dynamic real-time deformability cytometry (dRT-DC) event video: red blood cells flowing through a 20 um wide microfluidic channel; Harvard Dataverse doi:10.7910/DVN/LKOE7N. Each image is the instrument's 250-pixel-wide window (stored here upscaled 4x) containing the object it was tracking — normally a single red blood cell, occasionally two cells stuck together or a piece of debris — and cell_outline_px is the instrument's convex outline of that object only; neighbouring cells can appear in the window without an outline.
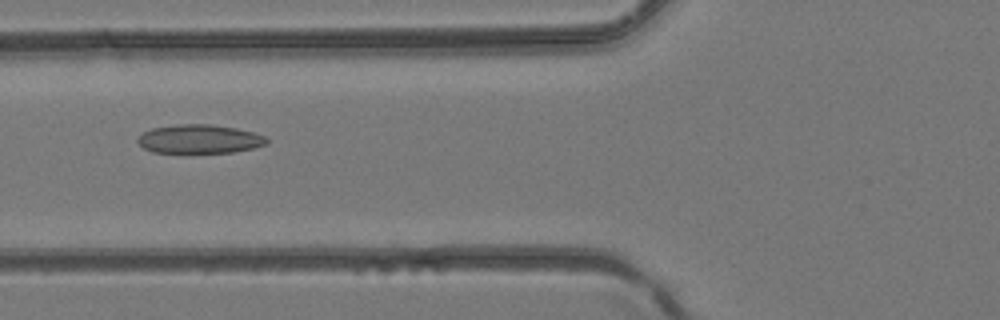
{"species": "common noctule bat (a hibernating species)", "species_latin": "Nyctalus noctula", "temperature_condition": "room temperature", "stored_images_in_passage": 29, "camera_frame_rate_fps": 3000, "um_per_image_px": 0.085, "animal": {"sex": "female", "body_mass_g": 24.6, "forearm_length_mm": 56.2}, "frame": {"image": 1, "passage_image": 17, "time_ms": 5.333, "image_size_px": [1000, 320], "cell_outline_px": [[268, 144], [252, 148], [232, 152], [152, 152], [144, 148], [136, 140], [144, 132], [152, 128], [176, 124], [208, 124], [236, 128], [252, 132], [264, 136], [268, 140]], "centroid_in_image_um": [16.95, 11.81], "position_along_channel_um": 108.9, "area_um2": 21.39}}
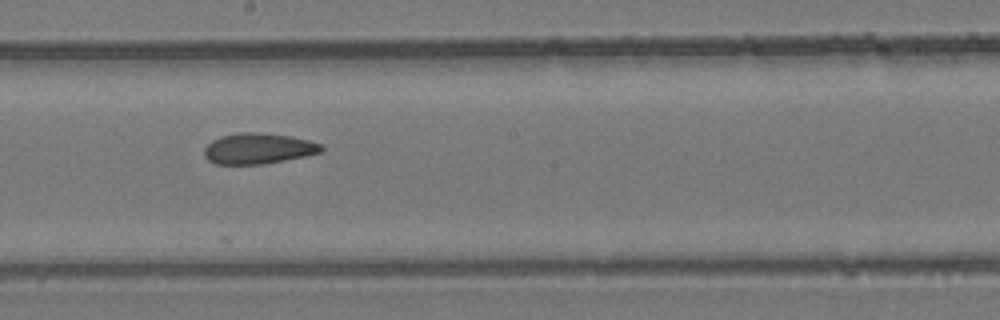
{"frame": {"image": 2, "passage_image": 24, "time_ms": 7.667, "image_size_px": [1000, 320], "cell_outline_px": [[324, 148], [320, 152], [304, 156], [264, 164], [216, 164], [208, 160], [204, 156], [204, 148], [212, 140], [224, 136], [240, 132], [256, 132], [292, 136], [324, 144]], "centroid_in_image_um": [21.96, 12.62], "position_along_channel_um": 226.2, "area_um2": 20.92}}
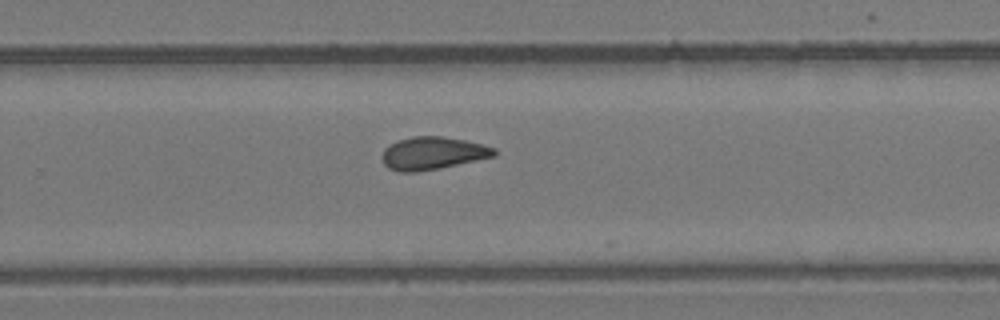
{"frame": {"image": 3, "passage_image": 28, "time_ms": 9.0, "image_size_px": [1000, 320], "cell_outline_px": [[496, 156], [440, 168], [416, 172], [400, 172], [388, 168], [384, 164], [380, 156], [384, 148], [400, 140], [412, 136], [444, 136], [484, 144], [496, 148]], "centroid_in_image_um": [36.78, 13.02], "position_along_channel_um": 293.0, "area_um2": 21.5}}